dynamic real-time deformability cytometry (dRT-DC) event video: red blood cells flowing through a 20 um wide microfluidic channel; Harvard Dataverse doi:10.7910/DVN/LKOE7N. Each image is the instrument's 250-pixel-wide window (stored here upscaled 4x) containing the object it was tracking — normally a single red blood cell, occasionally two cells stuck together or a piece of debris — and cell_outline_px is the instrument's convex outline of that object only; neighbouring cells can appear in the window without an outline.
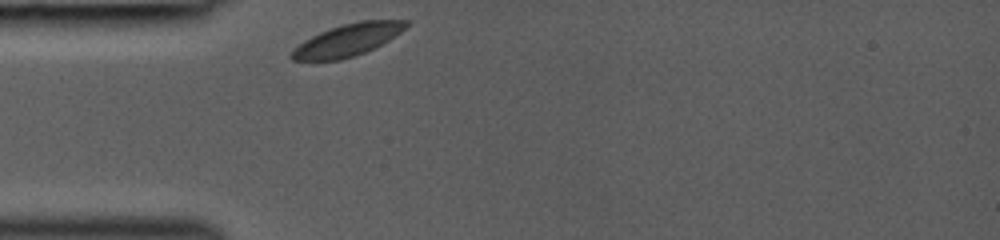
{"species": "common noctule bat (a hibernating species)", "species_latin": "Nyctalus noctula", "temperature_condition": "room temperature", "stored_images_in_passage": 8, "camera_frame_rate_fps": 3000, "um_per_image_px": 0.085, "animal": {"sex": "female", "body_mass_g": 19.0, "forearm_length_mm": 53.3}, "frame": {"image": 1, "passage_image": 1, "time_ms": 0.0, "image_size_px": [1000, 240], "cell_outline_px": [[408, 24], [400, 32], [388, 40], [364, 52], [340, 60], [292, 60], [292, 52], [304, 40], [320, 32], [344, 24], [360, 20], [408, 20]], "centroid_in_image_um": [29.56, 3.39], "position_along_channel_um": 55.4, "area_um2": 20.75}}
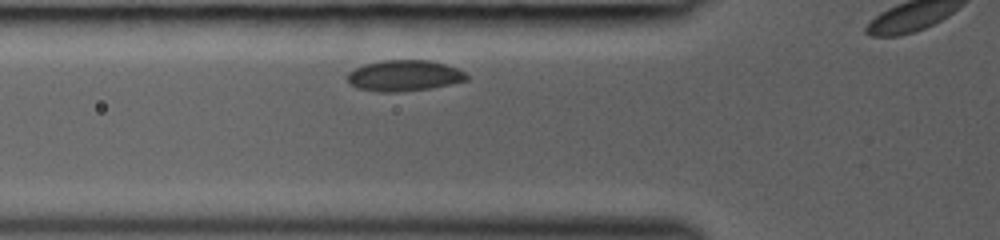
{"frame": {"image": 2, "passage_image": 4, "time_ms": 1.0, "image_size_px": [1000, 240], "cell_outline_px": [[468, 80], [432, 88], [396, 92], [380, 92], [360, 88], [352, 84], [348, 80], [348, 72], [364, 64], [384, 60], [432, 60], [456, 68], [464, 72], [468, 76]], "centroid_in_image_um": [34.38, 6.42], "position_along_channel_um": 91.4, "area_um2": 21.33}}
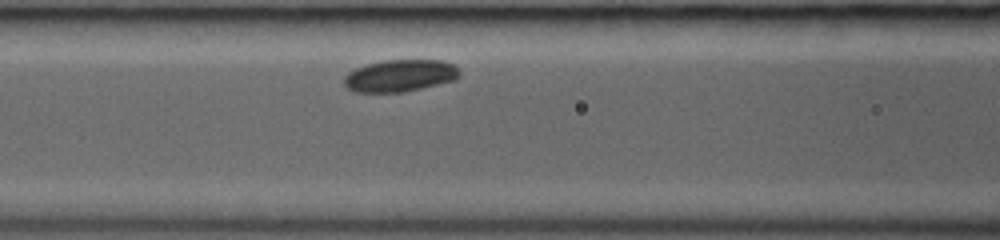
{"frame": {"image": 3, "passage_image": 7, "time_ms": 2.0, "image_size_px": [1000, 240], "cell_outline_px": [[460, 76], [456, 80], [404, 92], [356, 92], [348, 88], [344, 84], [344, 76], [348, 72], [356, 68], [368, 64], [384, 60], [444, 60], [452, 64], [460, 72]], "centroid_in_image_um": [34.01, 6.43], "position_along_channel_um": 132.6, "area_um2": 21.56}}